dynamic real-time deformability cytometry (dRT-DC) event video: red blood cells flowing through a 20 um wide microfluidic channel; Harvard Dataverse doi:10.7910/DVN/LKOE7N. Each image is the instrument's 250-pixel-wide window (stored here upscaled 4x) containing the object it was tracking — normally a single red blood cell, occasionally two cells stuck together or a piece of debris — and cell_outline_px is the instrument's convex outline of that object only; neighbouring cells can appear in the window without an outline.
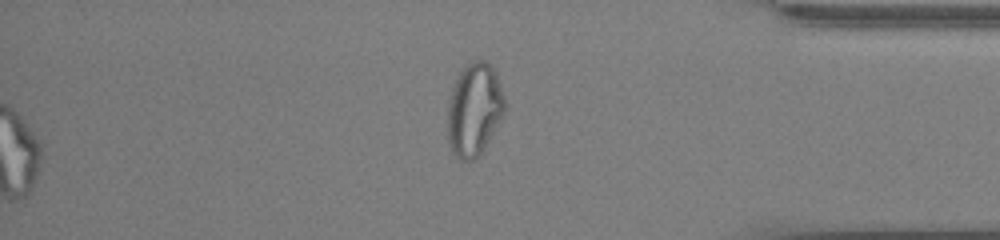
{"species": "common noctule bat (a hibernating species)", "species_latin": "Nyctalus noctula", "temperature_condition": "cold", "stored_images_in_passage": 59, "segment_of_instrument_passage": [2, 2], "camera_frame_rate_fps": 3000, "um_per_image_px": 0.085, "animal": {"sex": "male", "body_mass_g": 13.0, "forearm_length_mm": 53.1}, "frame": {"image": 1, "passage_image": 59, "time_ms": 19.333, "image_size_px": [1000, 240], "cell_outline_px": [[504, 112], [480, 156], [472, 160], [460, 160], [452, 152], [448, 144], [448, 100], [452, 88], [460, 68], [472, 60], [484, 60], [496, 72], [504, 96]], "centroid_in_image_um": [40.28, 9.3], "position_along_channel_um": 394.9, "area_um2": 30.98}}